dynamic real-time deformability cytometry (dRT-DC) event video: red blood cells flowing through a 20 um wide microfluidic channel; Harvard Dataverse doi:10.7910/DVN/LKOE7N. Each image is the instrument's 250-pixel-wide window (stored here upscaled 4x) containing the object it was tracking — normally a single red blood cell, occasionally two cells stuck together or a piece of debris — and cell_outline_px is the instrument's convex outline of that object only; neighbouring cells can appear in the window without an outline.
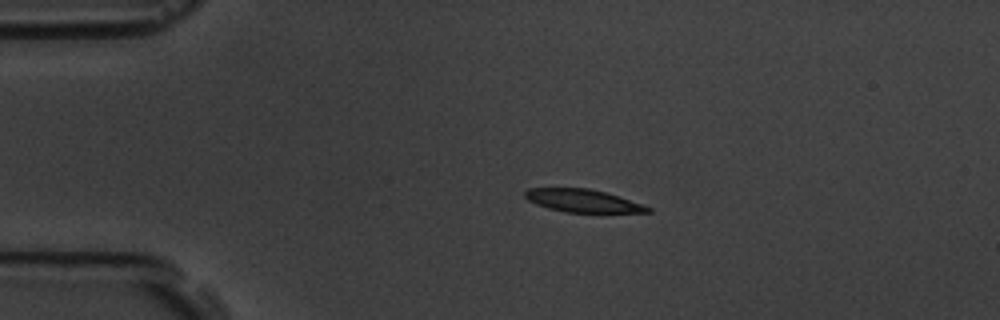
{"species": "common noctule bat (a hibernating species)", "species_latin": "Nyctalus noctula", "temperature_condition": "room temperature", "stored_images_in_passage": 4, "camera_frame_rate_fps": 3000, "um_per_image_px": 0.085, "animal": {"sex": "male", "body_mass_g": 19.5, "forearm_length_mm": 54.6}, "frame": {"image": 1, "passage_image": 3, "time_ms": 2.333, "image_size_px": [1000, 320], "cell_outline_px": [[652, 212], [564, 212], [548, 208], [536, 204], [528, 200], [524, 196], [524, 192], [528, 188], [588, 188], [604, 192], [652, 208]], "centroid_in_image_um": [49.46, 17.06], "position_along_channel_um": 35.5, "area_um2": 16.01}}